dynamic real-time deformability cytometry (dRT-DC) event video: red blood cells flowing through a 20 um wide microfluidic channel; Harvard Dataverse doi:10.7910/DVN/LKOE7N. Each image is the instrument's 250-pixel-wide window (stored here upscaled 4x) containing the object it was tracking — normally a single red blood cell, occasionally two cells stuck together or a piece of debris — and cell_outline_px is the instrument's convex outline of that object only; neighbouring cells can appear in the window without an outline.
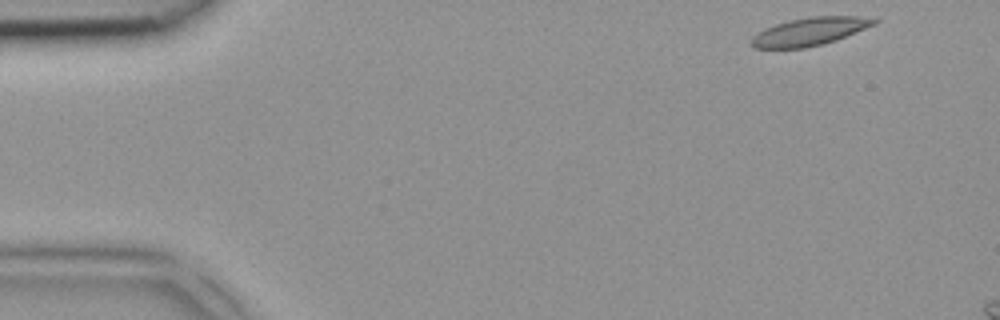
{"species": "common noctule bat (a hibernating species)", "species_latin": "Nyctalus noctula", "temperature_condition": "room temperature", "stored_images_in_passage": 3, "camera_frame_rate_fps": 3000, "um_per_image_px": 0.085, "animal": {"sex": "female", "body_mass_g": 18.4}, "frame": {"image": 1, "passage_image": 1, "time_ms": 0.0, "image_size_px": [1000, 320], "cell_outline_px": [[880, 20], [876, 24], [836, 40], [824, 44], [804, 48], [756, 48], [752, 44], [752, 36], [764, 28], [788, 20], [812, 16], [856, 16]], "centroid_in_image_um": [68.83, 2.67], "position_along_channel_um": 16.2, "area_um2": 19.88}}